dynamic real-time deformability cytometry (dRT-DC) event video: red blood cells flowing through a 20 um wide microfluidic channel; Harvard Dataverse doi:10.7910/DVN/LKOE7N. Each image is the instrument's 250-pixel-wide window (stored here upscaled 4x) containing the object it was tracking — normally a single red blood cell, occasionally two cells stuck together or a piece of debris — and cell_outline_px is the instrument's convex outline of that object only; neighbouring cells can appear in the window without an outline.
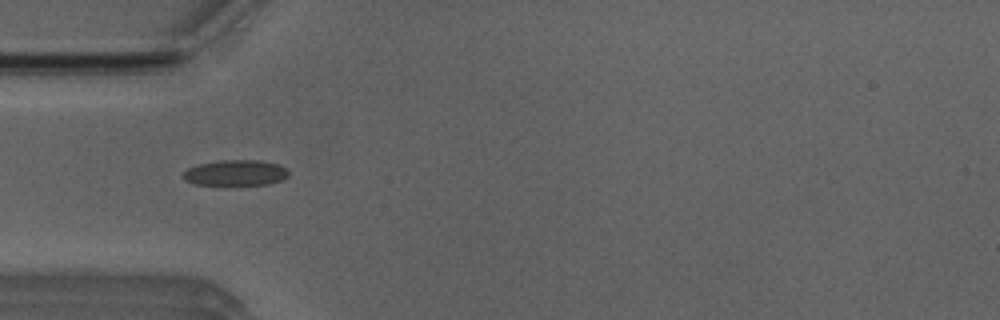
{"species": "Egyptian fruit bat (a non-hibernating species)", "species_latin": "Rousettus aegyptiacus", "temperature_condition": "room temperature", "stored_images_in_passage": 4, "camera_frame_rate_fps": 3000, "um_per_image_px": 0.085, "animal": {"sex": "male"}, "frame": {"image": 1, "passage_image": 2, "time_ms": 1.333, "image_size_px": [1000, 320], "cell_outline_px": [[288, 176], [284, 180], [268, 184], [196, 184], [184, 180], [184, 172], [188, 168], [196, 164], [220, 160], [260, 160], [276, 164], [288, 168]], "centroid_in_image_um": [20.05, 14.67], "position_along_channel_um": 64.9, "area_um2": 15.72}}